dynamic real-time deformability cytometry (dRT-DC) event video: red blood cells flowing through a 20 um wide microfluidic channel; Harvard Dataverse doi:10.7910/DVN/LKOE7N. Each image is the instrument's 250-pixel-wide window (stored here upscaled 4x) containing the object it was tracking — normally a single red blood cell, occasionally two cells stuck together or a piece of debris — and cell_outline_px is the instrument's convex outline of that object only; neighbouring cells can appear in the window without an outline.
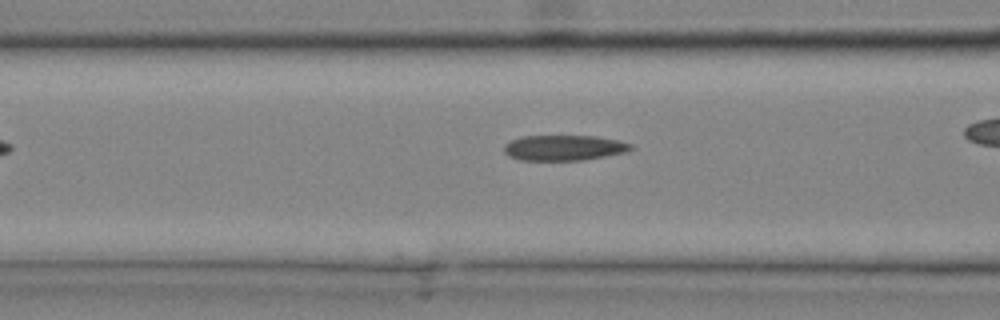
{"species": "common noctule bat (a hibernating species)", "species_latin": "Nyctalus noctula", "temperature_condition": "cold", "stored_images_in_passage": 22, "camera_frame_rate_fps": 3000, "um_per_image_px": 0.085, "animal": {"sex": "male", "body_mass_g": 20.4}, "frame": {"image": 1, "passage_image": 6, "time_ms": 1.667, "image_size_px": [1000, 320], "cell_outline_px": [[632, 148], [628, 152], [584, 160], [520, 160], [508, 156], [504, 152], [504, 144], [520, 136], [596, 136], [620, 140], [632, 144]], "centroid_in_image_um": [47.95, 12.56], "position_along_channel_um": 118.7, "area_um2": 18.96}}